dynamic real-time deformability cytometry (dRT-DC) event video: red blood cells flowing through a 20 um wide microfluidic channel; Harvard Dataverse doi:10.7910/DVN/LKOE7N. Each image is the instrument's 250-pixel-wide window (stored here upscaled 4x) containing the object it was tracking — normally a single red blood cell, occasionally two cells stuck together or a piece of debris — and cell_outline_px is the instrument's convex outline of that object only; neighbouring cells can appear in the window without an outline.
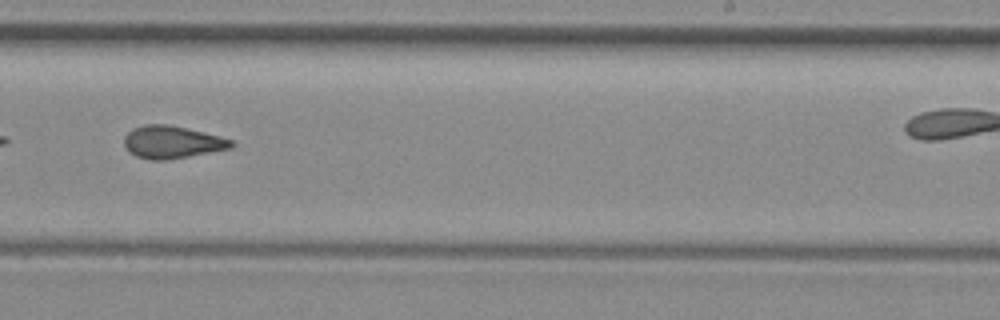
{"species": "common noctule bat (a hibernating species)", "species_latin": "Nyctalus noctula", "temperature_condition": "room temperature", "stored_images_in_passage": 35, "camera_frame_rate_fps": 3000, "um_per_image_px": 0.085, "animal": {"sex": "female", "body_mass_g": 29.2, "forearm_length_mm": 56.3}, "frame": {"image": 1, "passage_image": 25, "time_ms": 8.0, "image_size_px": [1000, 320], "cell_outline_px": [[236, 144], [232, 148], [188, 156], [164, 160], [152, 160], [136, 156], [128, 152], [124, 144], [124, 136], [132, 128], [144, 124], [168, 124], [232, 140]], "centroid_in_image_um": [14.57, 12.08], "position_along_channel_um": 274.4, "area_um2": 20.06}}